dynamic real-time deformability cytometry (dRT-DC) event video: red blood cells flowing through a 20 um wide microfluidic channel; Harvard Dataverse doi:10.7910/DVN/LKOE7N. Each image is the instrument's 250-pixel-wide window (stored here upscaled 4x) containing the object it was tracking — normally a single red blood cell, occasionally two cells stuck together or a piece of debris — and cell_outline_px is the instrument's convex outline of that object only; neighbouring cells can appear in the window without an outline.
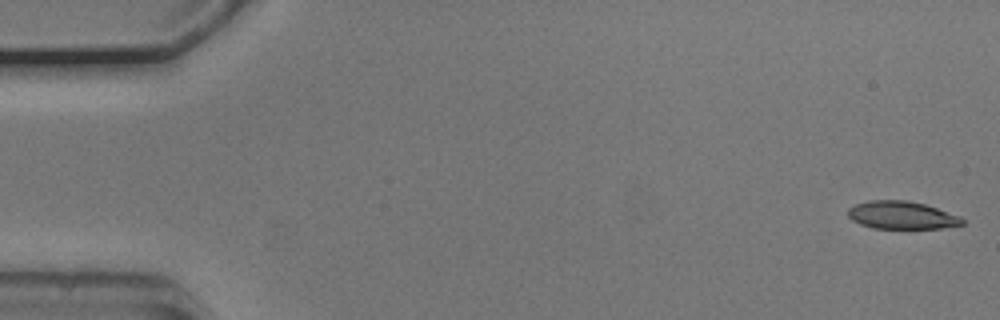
{"species": "common noctule bat (a hibernating species)", "species_latin": "Nyctalus noctula", "temperature_condition": "cold", "stored_images_in_passage": 54, "camera_frame_rate_fps": 3000, "um_per_image_px": 0.085, "animal": {"sex": "male", "body_mass_g": 20.5, "forearm_length_mm": 52.5}, "frame": {"image": 1, "passage_image": 1, "time_ms": 0.0, "image_size_px": [1000, 320], "cell_outline_px": [[964, 224], [940, 228], [872, 228], [860, 224], [852, 220], [848, 216], [848, 208], [856, 204], [868, 200], [908, 200], [924, 204], [960, 216], [964, 220]], "centroid_in_image_um": [76.62, 18.28], "position_along_channel_um": 8.4, "area_um2": 18.44}}
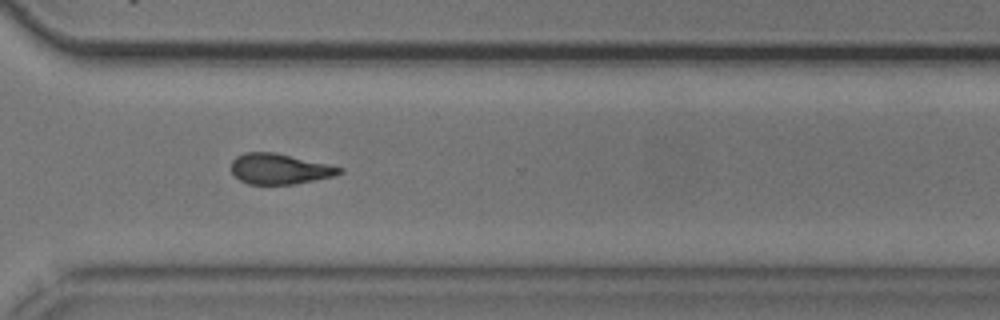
{"frame": {"image": 2, "passage_image": 39, "time_ms": 12.667, "image_size_px": [1000, 320], "cell_outline_px": [[344, 172], [332, 176], [292, 184], [248, 184], [240, 180], [232, 172], [232, 160], [236, 156], [244, 152], [276, 152], [328, 164], [344, 168]], "centroid_in_image_um": [23.75, 14.34], "position_along_channel_um": 346.8, "area_um2": 19.13}}
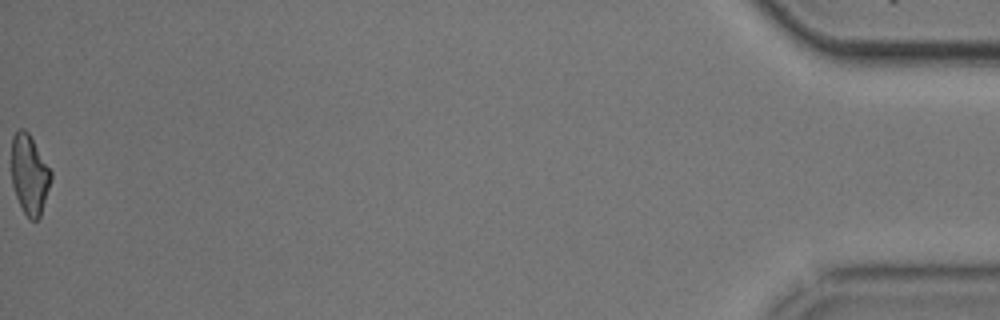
{"frame": {"image": 3, "passage_image": 54, "time_ms": 17.667, "image_size_px": [1000, 320], "cell_outline_px": [[52, 176], [40, 216], [36, 220], [32, 220], [24, 212], [16, 196], [12, 184], [12, 136], [20, 128], [24, 128], [28, 132], [52, 172]], "centroid_in_image_um": [2.5, 14.81], "position_along_channel_um": 432.7, "area_um2": 17.98}, "authors_computed_cell_mechanics": {"area_um2": 19.5942, "velocity_mm_per_s": 3.7451, "shape_relaxation_time_tau1_ms": 2.867, "shape_relaxation_time_tau2_ms": 4.2982, "deformation_change_tau1": 0.126, "deformation_change_tau2": 0.1444}}